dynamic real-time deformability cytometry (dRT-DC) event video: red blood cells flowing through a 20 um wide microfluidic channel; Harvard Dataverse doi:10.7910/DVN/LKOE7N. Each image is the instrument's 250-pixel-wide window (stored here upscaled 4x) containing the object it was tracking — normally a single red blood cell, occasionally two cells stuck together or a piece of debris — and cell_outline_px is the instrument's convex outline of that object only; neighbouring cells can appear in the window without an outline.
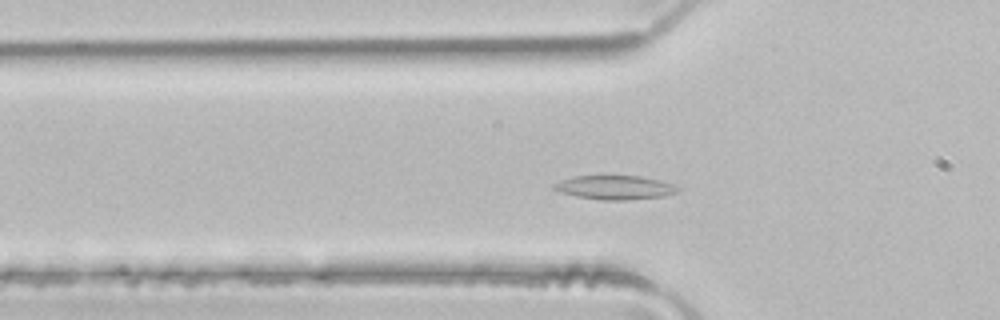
{"species": "common noctule bat (a hibernating species)", "species_latin": "Nyctalus noctula", "temperature_condition": "room temperature", "stored_images_in_passage": 44, "camera_frame_rate_fps": 3000, "um_per_image_px": 0.085, "animal": {"sex": "male", "body_mass_g": 21.5, "forearm_length_mm": 52.0}, "frame": {"image": 1, "passage_image": 11, "time_ms": 3.333, "image_size_px": [1000, 320], "cell_outline_px": [[680, 192], [664, 196], [628, 200], [604, 200], [576, 196], [560, 192], [552, 188], [552, 184], [560, 180], [572, 176], [640, 176], [672, 184], [680, 188]], "centroid_in_image_um": [52.24, 15.94], "position_along_channel_um": 73.6, "area_um2": 17.28}}
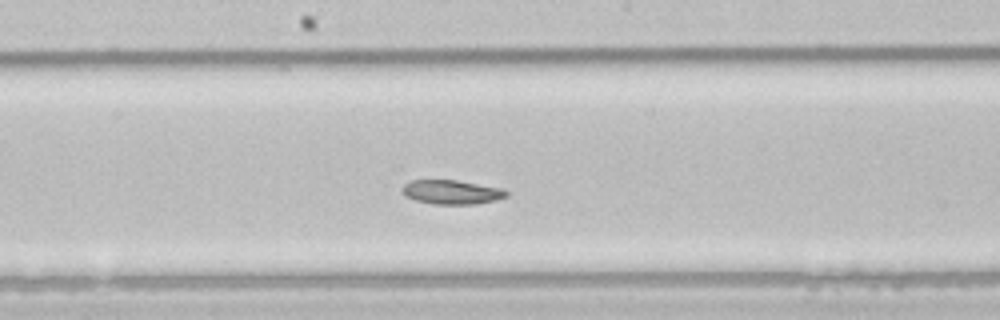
{"frame": {"image": 2, "passage_image": 21, "time_ms": 6.667, "image_size_px": [1000, 320], "cell_outline_px": [[508, 196], [496, 200], [472, 204], [432, 204], [416, 200], [404, 196], [404, 184], [412, 180], [456, 180], [500, 188], [508, 192]], "centroid_in_image_um": [38.39, 16.33], "position_along_channel_um": 209.8, "area_um2": 14.45}}
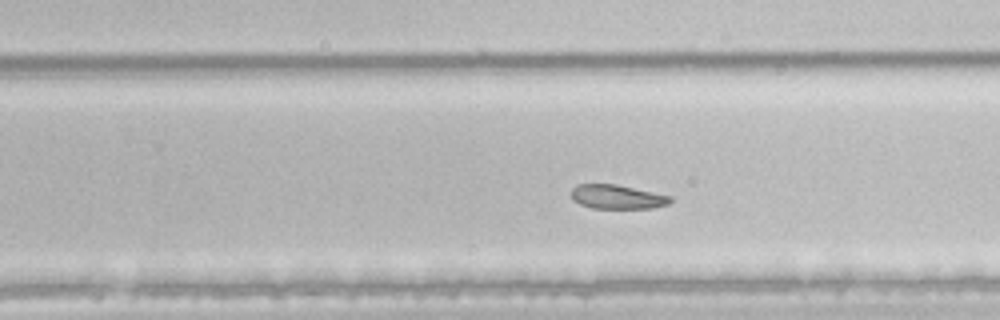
{"frame": {"image": 3, "passage_image": 26, "time_ms": 8.333, "image_size_px": [1000, 320], "cell_outline_px": [[672, 200], [668, 204], [652, 208], [592, 208], [580, 204], [572, 200], [572, 188], [576, 184], [616, 184], [672, 196]], "centroid_in_image_um": [52.45, 16.73], "position_along_channel_um": 277.3, "area_um2": 13.93}, "authors_computed_cell_mechanics": {"area_um2": 16.4152, "velocity_mm_per_s": 4.0843, "shape_relaxation_time_tau1_ms": 2.9885, "shape_relaxation_time_tau2_ms": null, "deformation_change_tau1": 0.0752, "deformation_change_tau2": null}}